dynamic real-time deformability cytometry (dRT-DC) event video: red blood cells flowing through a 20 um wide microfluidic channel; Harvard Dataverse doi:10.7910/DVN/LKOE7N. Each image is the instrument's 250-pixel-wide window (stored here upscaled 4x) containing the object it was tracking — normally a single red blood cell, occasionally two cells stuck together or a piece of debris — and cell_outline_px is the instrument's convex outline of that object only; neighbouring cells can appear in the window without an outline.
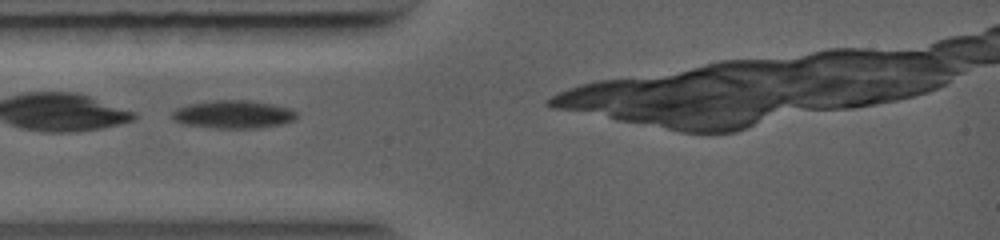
{"species": "common noctule bat (a hibernating species)", "species_latin": "Nyctalus noctula", "temperature_condition": "warm", "stored_images_in_passage": 44, "camera_frame_rate_fps": 5000, "um_per_image_px": 0.085, "animal": {"sex": "female", "body_mass_g": 19.0, "forearm_length_mm": 56.7}, "frame": {"image": 1, "passage_image": 1, "time_ms": 0.0, "image_size_px": [1000, 240], "cell_outline_px": [[296, 120], [284, 124], [256, 128], [216, 128], [184, 124], [172, 120], [172, 112], [176, 108], [188, 104], [212, 100], [248, 100], [272, 104], [292, 108], [296, 112]], "centroid_in_image_um": [19.85, 9.72], "position_along_channel_um": 65.2, "area_um2": 20.52}}